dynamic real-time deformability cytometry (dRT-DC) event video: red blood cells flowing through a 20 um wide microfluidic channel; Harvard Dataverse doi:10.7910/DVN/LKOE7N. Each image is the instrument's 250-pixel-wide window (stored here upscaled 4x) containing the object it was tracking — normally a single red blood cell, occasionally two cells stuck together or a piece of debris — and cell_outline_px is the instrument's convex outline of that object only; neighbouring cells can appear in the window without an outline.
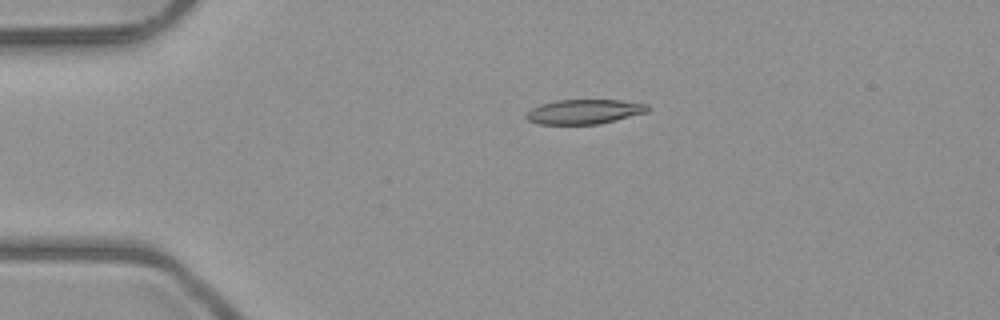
{"species": "common noctule bat (a hibernating species)", "species_latin": "Nyctalus noctula", "temperature_condition": "room temperature", "stored_images_in_passage": 2, "camera_frame_rate_fps": 3000, "um_per_image_px": 0.085, "animal": {"sex": "male", "body_mass_g": 23.1, "forearm_length_mm": 52.7}, "frame": {"image": 1, "passage_image": 1, "time_ms": 0.0, "image_size_px": [1000, 320], "cell_outline_px": [[648, 112], [600, 124], [536, 124], [528, 120], [524, 116], [532, 108], [540, 104], [556, 100], [620, 100], [648, 104]], "centroid_in_image_um": [49.65, 9.49], "position_along_channel_um": 35.3, "area_um2": 17.46}}